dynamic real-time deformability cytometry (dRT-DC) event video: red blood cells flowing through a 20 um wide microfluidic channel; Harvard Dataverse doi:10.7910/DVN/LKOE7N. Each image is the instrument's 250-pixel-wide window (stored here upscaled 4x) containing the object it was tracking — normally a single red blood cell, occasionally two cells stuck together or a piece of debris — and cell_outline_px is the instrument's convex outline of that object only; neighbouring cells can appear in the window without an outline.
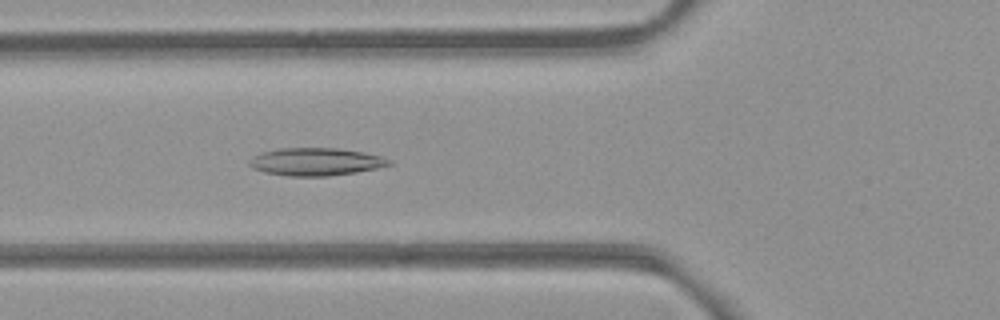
{"species": "common noctule bat (a hibernating species)", "species_latin": "Nyctalus noctula", "temperature_condition": "room temperature", "stored_images_in_passage": 39, "camera_frame_rate_fps": 3000, "um_per_image_px": 0.085, "animal": {"sex": "female", "body_mass_g": 21.9}, "frame": {"image": 1, "passage_image": 5, "time_ms": 1.333, "image_size_px": [1000, 320], "cell_outline_px": [[392, 164], [376, 168], [356, 172], [328, 176], [288, 176], [264, 172], [252, 168], [248, 164], [248, 160], [252, 156], [264, 152], [280, 148], [336, 148], [364, 152], [380, 156], [392, 160]], "centroid_in_image_um": [26.82, 13.75], "position_along_channel_um": 99.0, "area_um2": 22.54}}
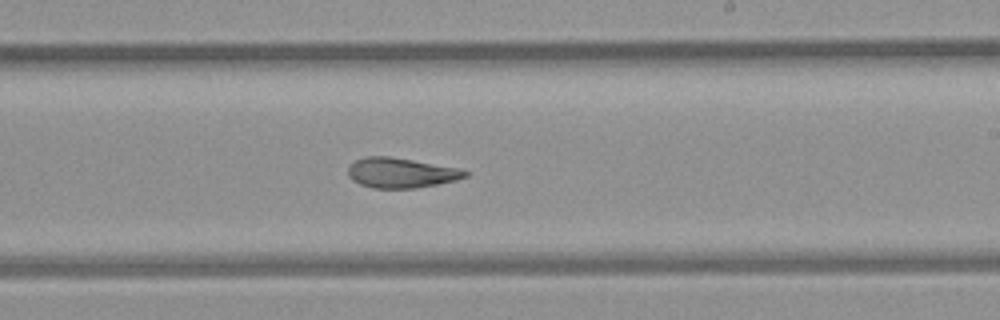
{"frame": {"image": 2, "passage_image": 17, "time_ms": 5.333, "image_size_px": [1000, 320], "cell_outline_px": [[468, 176], [456, 180], [416, 188], [372, 188], [360, 184], [352, 180], [348, 176], [348, 168], [356, 160], [368, 156], [388, 156], [460, 168], [468, 172]], "centroid_in_image_um": [34.08, 14.69], "position_along_channel_um": 254.9, "area_um2": 20.35}}
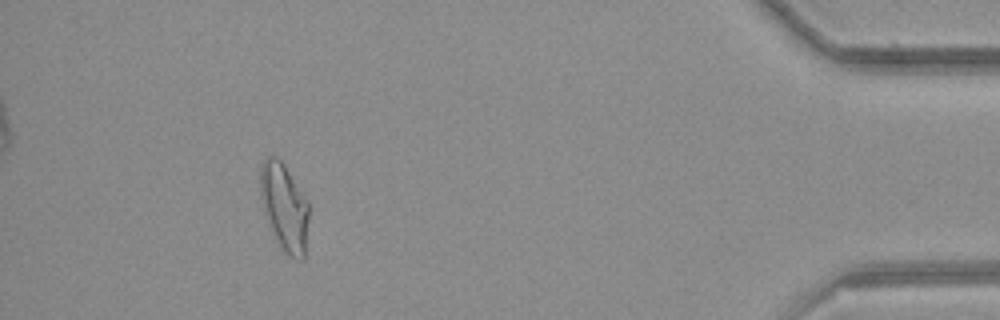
{"frame": {"image": 3, "passage_image": 34, "time_ms": 11.0, "image_size_px": [1000, 320], "cell_outline_px": [[308, 220], [304, 260], [296, 260], [288, 256], [280, 248], [264, 212], [260, 200], [260, 168], [264, 160], [268, 156], [276, 156], [284, 164], [308, 200]], "centroid_in_image_um": [24.17, 17.61], "position_along_channel_um": 411.0, "area_um2": 24.85}, "authors_computed_cell_mechanics": {"area_um2": 21.2704, "velocity_mm_per_s": 3.8882, "shape_relaxation_time_tau1_ms": null, "shape_relaxation_time_tau2_ms": 3.7676, "deformation_change_tau1": null, "deformation_change_tau2": 0.1154}}